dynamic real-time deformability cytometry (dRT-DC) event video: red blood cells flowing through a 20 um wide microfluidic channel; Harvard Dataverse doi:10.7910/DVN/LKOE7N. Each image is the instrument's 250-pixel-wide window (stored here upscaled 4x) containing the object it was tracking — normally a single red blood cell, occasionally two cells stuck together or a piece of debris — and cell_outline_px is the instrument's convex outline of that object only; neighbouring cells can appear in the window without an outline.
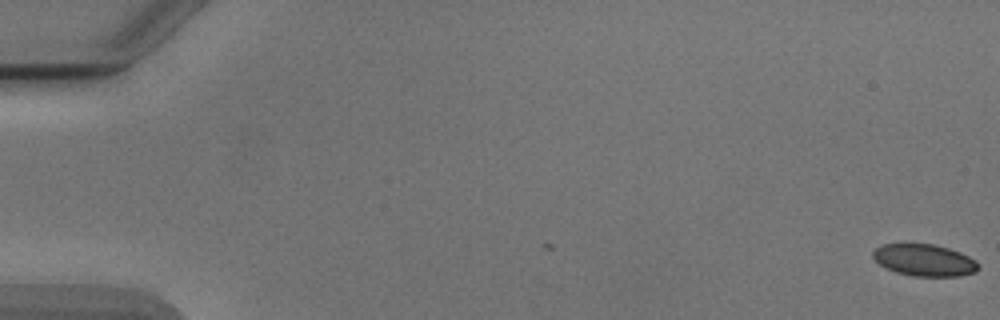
{"species": "Egyptian fruit bat (a non-hibernating species)", "species_latin": "Rousettus aegyptiacus", "temperature_condition": "cold", "stored_images_in_passage": 2, "camera_frame_rate_fps": 3000, "um_per_image_px": 0.085, "animal": {"sex": "male"}, "frame": {"image": 1, "passage_image": 2, "time_ms": 0.333, "image_size_px": [1000, 320], "cell_outline_px": [[980, 268], [976, 272], [960, 276], [912, 276], [896, 272], [880, 264], [872, 256], [872, 252], [876, 248], [884, 244], [932, 244], [948, 248], [960, 252], [976, 260], [980, 264]], "centroid_in_image_um": [78.62, 22.12], "position_along_channel_um": 6.4, "area_um2": 19.54}}